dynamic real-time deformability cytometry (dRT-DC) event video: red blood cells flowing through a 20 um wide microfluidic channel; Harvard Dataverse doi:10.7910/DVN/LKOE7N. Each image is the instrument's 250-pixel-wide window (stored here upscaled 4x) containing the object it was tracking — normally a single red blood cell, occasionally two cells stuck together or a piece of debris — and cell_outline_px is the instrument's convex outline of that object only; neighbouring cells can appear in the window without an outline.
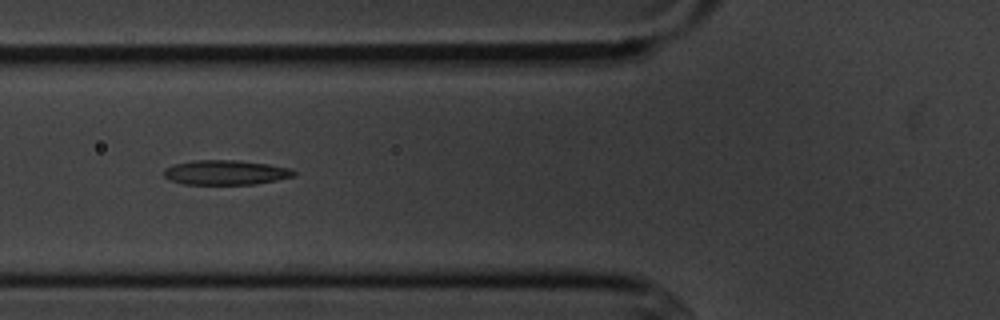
{"species": "common noctule bat (a hibernating species)", "species_latin": "Nyctalus noctula", "temperature_condition": "cold", "stored_images_in_passage": 7, "camera_frame_rate_fps": 3000, "um_per_image_px": 0.085, "animal": {"sex": "male", "body_mass_g": 20.1, "forearm_length_mm": 53.5}, "frame": {"image": 1, "passage_image": 6, "time_ms": 6.0, "image_size_px": [1000, 320], "cell_outline_px": [[296, 176], [256, 184], [184, 184], [172, 180], [164, 176], [164, 168], [176, 164], [192, 160], [236, 160], [268, 164], [292, 168], [296, 172]], "centroid_in_image_um": [19.22, 14.65], "position_along_channel_um": 106.6, "area_um2": 18.67}}
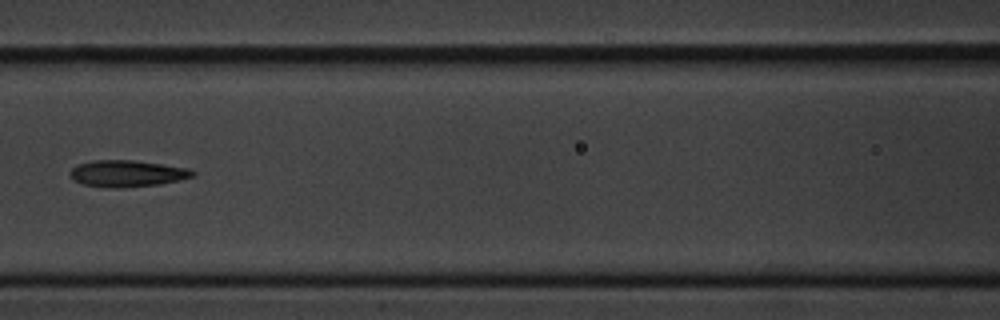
{"frame": {"image": 2, "passage_image": 7, "time_ms": 7.333, "image_size_px": [1000, 320], "cell_outline_px": [[196, 172], [192, 176], [180, 180], [160, 184], [116, 188], [84, 184], [72, 180], [68, 176], [68, 172], [76, 164], [92, 160], [132, 160], [188, 168]], "centroid_in_image_um": [10.74, 14.74], "position_along_channel_um": 155.9, "area_um2": 18.96}}